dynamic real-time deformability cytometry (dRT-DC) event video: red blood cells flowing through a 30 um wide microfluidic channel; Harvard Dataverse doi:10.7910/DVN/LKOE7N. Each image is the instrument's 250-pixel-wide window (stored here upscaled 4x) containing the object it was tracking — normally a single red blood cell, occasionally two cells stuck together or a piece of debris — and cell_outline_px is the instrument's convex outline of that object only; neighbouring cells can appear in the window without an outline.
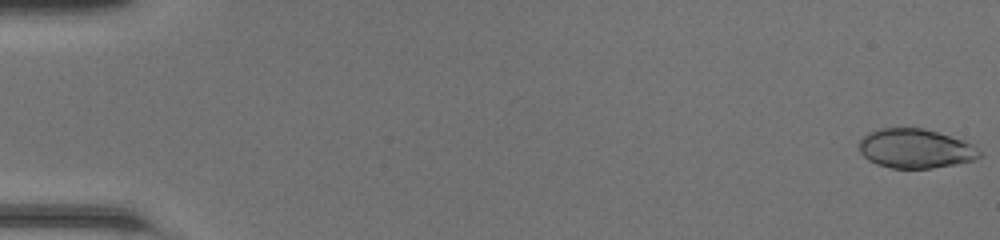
{"species": "common noctule bat (a hibernating species)", "species_latin": "Nyctalus noctula", "temperature_condition": "room temperature", "stored_images_in_passage": 49, "camera_frame_rate_fps": 3000, "um_per_image_px": 0.085, "animal": {"sex": "female", "body_mass_g": 20.0, "forearm_length_mm": 54.0}, "frame": {"image": 1, "passage_image": 1, "time_ms": 0.0, "image_size_px": [1000, 240], "cell_outline_px": [[984, 152], [976, 160], [956, 164], [932, 168], [892, 168], [876, 164], [868, 160], [860, 152], [860, 140], [868, 132], [880, 128], [924, 128], [972, 144]], "centroid_in_image_um": [77.82, 12.64], "position_along_channel_um": 7.2, "area_um2": 27.51}}
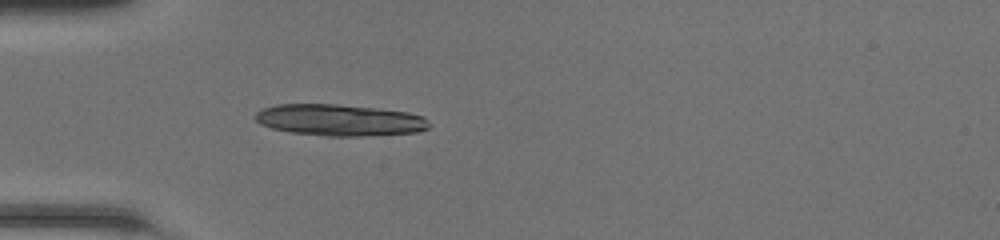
{"frame": {"image": 2, "passage_image": 16, "time_ms": 5.0, "image_size_px": [1000, 240], "cell_outline_px": [[432, 124], [428, 128], [416, 132], [360, 136], [324, 136], [292, 132], [272, 128], [260, 124], [256, 120], [256, 112], [260, 108], [276, 104], [336, 104], [376, 108], [408, 112], [424, 116]], "centroid_in_image_um": [28.87, 10.2], "position_along_channel_um": 56.1, "area_um2": 32.02}}
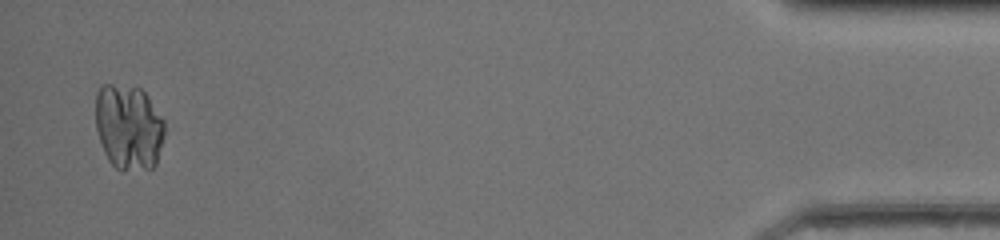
{"frame": {"image": 3, "passage_image": 48, "time_ms": 15.667, "image_size_px": [1000, 240], "cell_outline_px": [[164, 136], [156, 164], [152, 168], [120, 172], [108, 160], [104, 152], [96, 128], [96, 92], [100, 84], [112, 84], [140, 88], [148, 96], [164, 120]], "centroid_in_image_um": [10.93, 10.81], "position_along_channel_um": 424.3, "area_um2": 34.74}}